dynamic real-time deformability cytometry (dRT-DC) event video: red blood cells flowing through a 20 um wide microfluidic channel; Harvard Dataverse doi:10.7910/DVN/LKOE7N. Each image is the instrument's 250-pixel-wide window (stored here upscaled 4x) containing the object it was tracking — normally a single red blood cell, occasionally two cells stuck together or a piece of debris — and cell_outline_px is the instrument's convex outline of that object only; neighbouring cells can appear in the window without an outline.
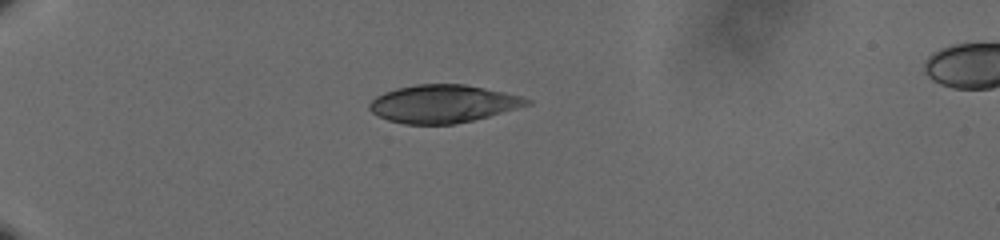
{"species": "human", "species_latin": "Homo sapiens", "temperature_condition": "cold", "stored_images_in_passage": 42, "camera_frame_rate_fps": 3000, "um_per_image_px": 0.085, "donor": {"sex": "male"}, "frame": {"image": 1, "passage_image": 1, "time_ms": 0.0, "image_size_px": [1000, 240], "cell_outline_px": [[532, 104], [488, 116], [456, 124], [404, 124], [388, 120], [372, 112], [368, 108], [368, 104], [376, 96], [384, 92], [396, 88], [416, 84], [464, 84], [504, 92], [520, 96], [532, 100]], "centroid_in_image_um": [37.64, 8.82], "position_along_channel_um": 47.4, "area_um2": 34.62}}
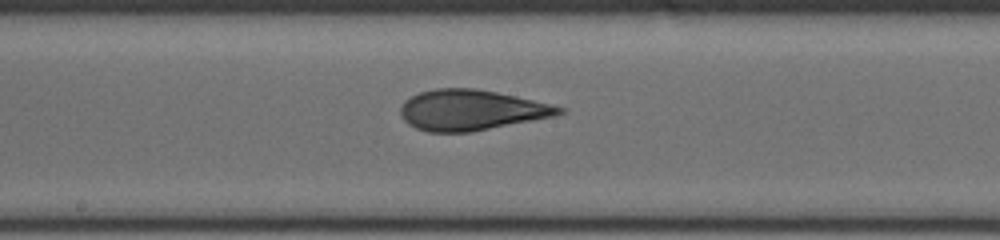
{"frame": {"image": 2, "passage_image": 18, "time_ms": 5.667, "image_size_px": [1000, 240], "cell_outline_px": [[564, 112], [556, 116], [472, 132], [428, 132], [416, 128], [408, 124], [400, 116], [400, 108], [404, 100], [420, 92], [436, 88], [476, 88], [516, 96], [564, 108]], "centroid_in_image_um": [40.01, 9.36], "position_along_channel_um": 208.2, "area_um2": 37.4}}
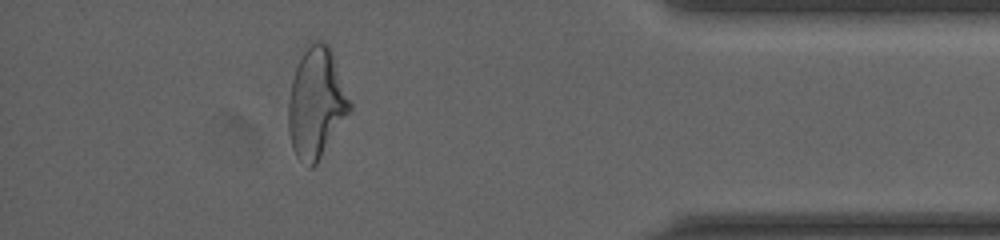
{"frame": {"image": 3, "passage_image": 37, "time_ms": 12.0, "image_size_px": [1000, 240], "cell_outline_px": [[352, 108], [316, 164], [312, 168], [308, 168], [296, 156], [292, 148], [288, 128], [288, 100], [292, 80], [300, 48], [308, 40], [324, 40], [332, 48], [352, 104]], "centroid_in_image_um": [26.87, 8.64], "position_along_channel_um": 408.3, "area_um2": 40.46}, "authors_computed_cell_mechanics": {"area_um2": 37.1076, "velocity_mm_per_s": 3.6282, "shape_relaxation_time_tau1_ms": 5.8249, "shape_relaxation_time_tau2_ms": 1.6011, "deformation_change_tau1": 0.2026, "deformation_change_tau2": 0.0879}}